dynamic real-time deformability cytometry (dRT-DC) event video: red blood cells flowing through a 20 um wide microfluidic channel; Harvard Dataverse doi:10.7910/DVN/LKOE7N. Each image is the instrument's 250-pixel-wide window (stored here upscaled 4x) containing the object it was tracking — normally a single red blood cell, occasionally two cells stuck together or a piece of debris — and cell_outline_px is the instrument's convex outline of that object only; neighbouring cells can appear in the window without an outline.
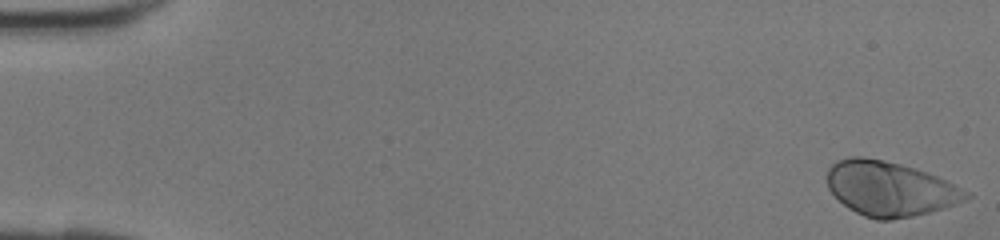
{"species": "human", "species_latin": "Homo sapiens", "temperature_condition": "room temperature", "stored_images_in_passage": 42, "camera_frame_rate_fps": 3000, "um_per_image_px": 0.085, "donor": {"sex": "female"}, "frame": {"image": 1, "passage_image": 1, "time_ms": 0.0, "image_size_px": [1000, 240], "cell_outline_px": [[972, 196], [956, 204], [944, 208], [912, 216], [892, 220], [876, 220], [864, 216], [848, 208], [828, 188], [828, 168], [836, 160], [848, 156], [860, 156], [884, 160], [916, 168], [928, 172], [972, 192]], "centroid_in_image_um": [75.66, 16.03], "position_along_channel_um": 9.3, "area_um2": 44.33}}
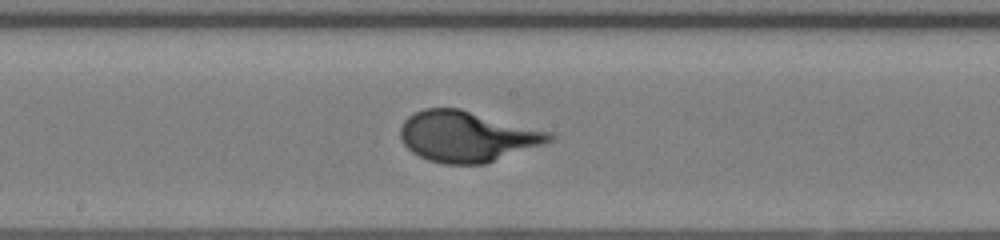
{"frame": {"image": 2, "passage_image": 23, "time_ms": 7.333, "image_size_px": [1000, 240], "cell_outline_px": [[556, 140], [484, 164], [444, 164], [428, 160], [412, 152], [404, 144], [400, 136], [400, 128], [404, 120], [408, 116], [424, 108], [460, 108], [552, 132], [556, 136]], "centroid_in_image_um": [39.72, 11.59], "position_along_channel_um": 208.5, "area_um2": 44.16}}
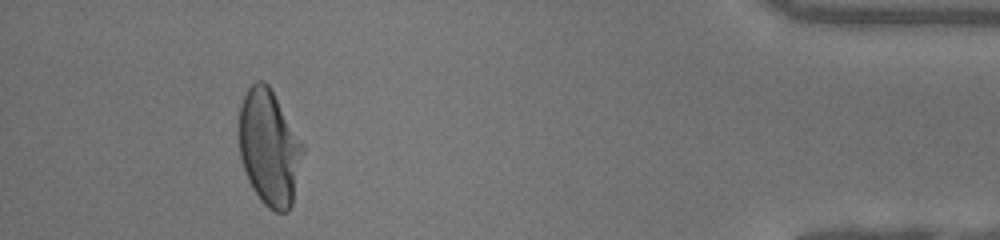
{"frame": {"image": 3, "passage_image": 39, "time_ms": 12.667, "image_size_px": [1000, 240], "cell_outline_px": [[304, 152], [292, 204], [288, 212], [276, 212], [268, 208], [260, 200], [252, 188], [244, 172], [240, 156], [240, 104], [248, 88], [256, 80], [264, 80], [272, 88], [304, 144]], "centroid_in_image_um": [22.9, 12.54], "position_along_channel_um": 412.3, "area_um2": 43.41}}